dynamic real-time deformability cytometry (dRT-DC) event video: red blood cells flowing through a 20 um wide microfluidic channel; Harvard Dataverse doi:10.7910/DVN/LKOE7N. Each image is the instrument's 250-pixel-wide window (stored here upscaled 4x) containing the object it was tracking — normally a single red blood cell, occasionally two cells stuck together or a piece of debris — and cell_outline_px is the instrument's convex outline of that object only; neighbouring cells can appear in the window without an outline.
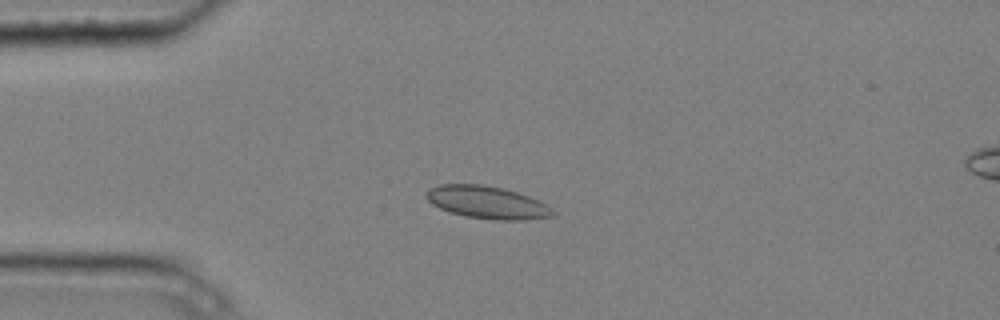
{"species": "common noctule bat (a hibernating species)", "species_latin": "Nyctalus noctula", "temperature_condition": "cold", "stored_images_in_passage": 8, "camera_frame_rate_fps": 3000, "um_per_image_px": 0.085, "animal": {"sex": "male", "body_mass_g": 20.4}, "frame": {"image": 1, "passage_image": 4, "time_ms": 1.0, "image_size_px": [1000, 320], "cell_outline_px": [[556, 216], [524, 220], [492, 220], [464, 216], [440, 208], [432, 204], [424, 196], [424, 192], [428, 188], [440, 184], [484, 184], [504, 188], [540, 200], [548, 204], [556, 212]], "centroid_in_image_um": [41.43, 17.2], "position_along_channel_um": 43.6, "area_um2": 24.45}}
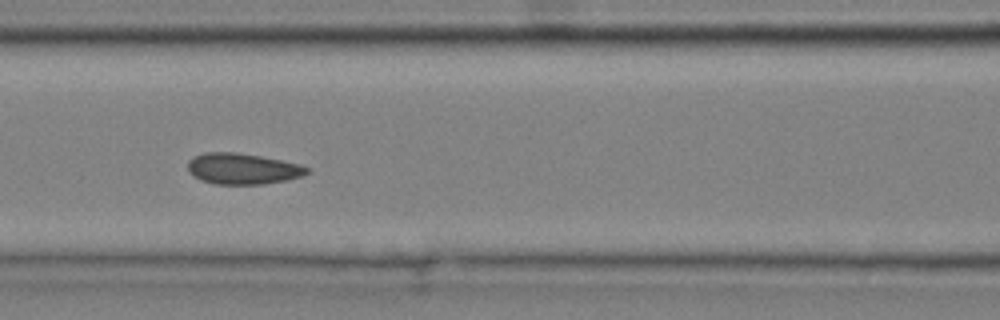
{"frame": {"image": 2, "passage_image": 7, "time_ms": 2.0, "image_size_px": [1000, 320], "cell_outline_px": [[312, 168], [308, 172], [300, 176], [288, 180], [264, 184], [216, 184], [200, 180], [192, 176], [188, 172], [188, 160], [192, 156], [204, 152], [236, 152], [260, 156], [300, 164]], "centroid_in_image_um": [20.59, 14.34], "position_along_channel_um": 146.0, "area_um2": 21.73}}
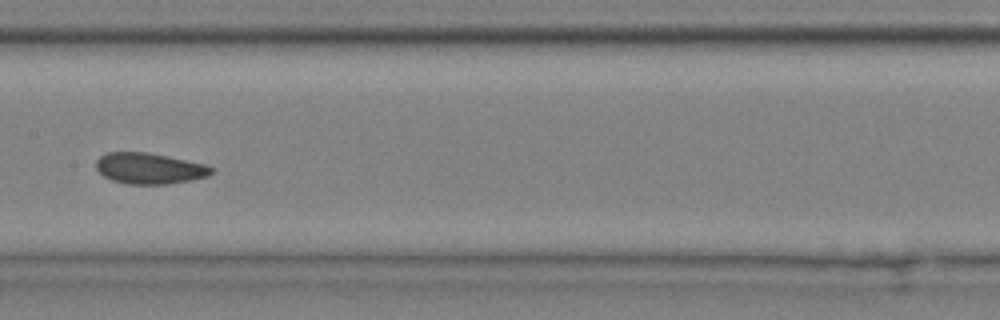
{"frame": {"image": 3, "passage_image": 8, "time_ms": 2.333, "image_size_px": [1000, 320], "cell_outline_px": [[216, 172], [208, 176], [168, 184], [128, 184], [112, 180], [104, 176], [96, 168], [96, 160], [100, 156], [108, 152], [148, 152], [168, 156], [204, 164], [216, 168]], "centroid_in_image_um": [12.72, 14.31], "position_along_channel_um": 194.7, "area_um2": 20.87}}